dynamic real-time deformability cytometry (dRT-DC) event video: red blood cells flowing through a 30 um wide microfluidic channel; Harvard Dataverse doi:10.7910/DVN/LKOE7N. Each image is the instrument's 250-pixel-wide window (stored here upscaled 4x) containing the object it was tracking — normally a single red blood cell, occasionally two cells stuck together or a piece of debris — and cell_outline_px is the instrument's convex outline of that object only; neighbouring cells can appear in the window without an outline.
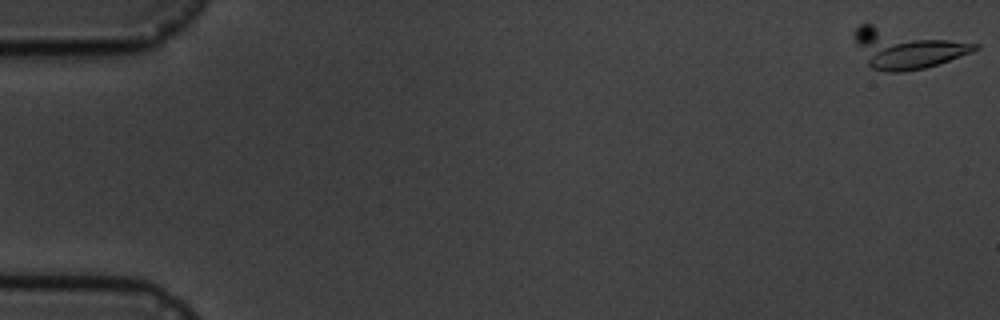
{"species": "common noctule bat (a hibernating species)", "species_latin": "Nyctalus noctula", "temperature_condition": "cold", "stored_images_in_passage": 7, "camera_frame_rate_fps": 3000, "um_per_image_px": 0.085, "animal": {"sex": "male", "body_mass_g": 19.5, "forearm_length_mm": 54.6}, "frame": {"image": 1, "passage_image": 1, "time_ms": 0.0, "image_size_px": [1000, 320], "cell_outline_px": [[980, 48], [972, 52], [924, 68], [900, 72], [884, 72], [872, 68], [868, 64], [856, 44], [852, 36], [852, 32], [860, 24], [872, 24], [980, 44]], "centroid_in_image_um": [77.01, 4.1], "position_along_channel_um": 8.0, "area_um2": 27.74}}
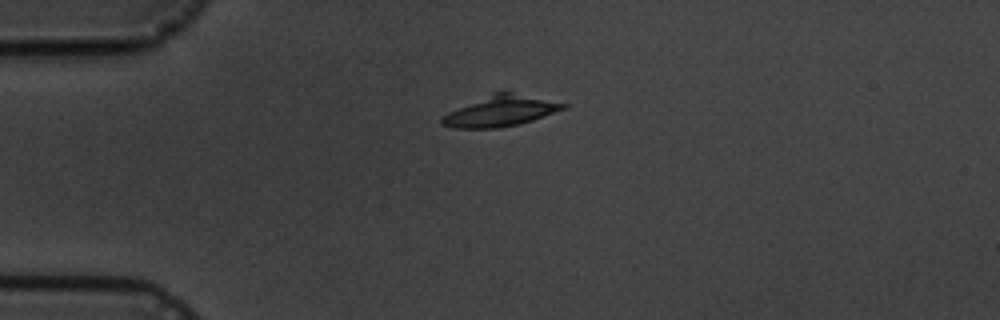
{"frame": {"image": 2, "passage_image": 5, "time_ms": 4.667, "image_size_px": [1000, 320], "cell_outline_px": [[568, 108], [520, 124], [500, 128], [456, 128], [440, 124], [440, 120], [448, 112], [492, 92], [512, 92], [568, 104]], "centroid_in_image_um": [42.55, 9.44], "position_along_channel_um": 42.4, "area_um2": 21.62}}